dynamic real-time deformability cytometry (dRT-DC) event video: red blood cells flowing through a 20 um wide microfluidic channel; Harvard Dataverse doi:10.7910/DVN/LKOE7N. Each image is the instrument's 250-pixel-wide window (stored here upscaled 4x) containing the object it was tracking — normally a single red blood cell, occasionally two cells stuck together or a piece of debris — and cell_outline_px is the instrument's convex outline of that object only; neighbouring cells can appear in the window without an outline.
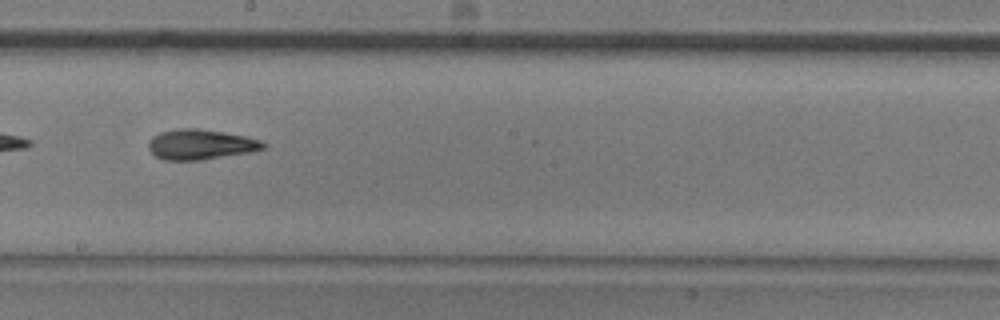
{"species": "common noctule bat (a hibernating species)", "species_latin": "Nyctalus noctula", "temperature_condition": "room temperature", "stored_images_in_passage": 29, "camera_frame_rate_fps": 3000, "um_per_image_px": 0.085, "animal": {"sex": "male", "body_mass_g": 20.5, "forearm_length_mm": 52.5}, "frame": {"image": 1, "passage_image": 13, "time_ms": 4.0, "image_size_px": [1000, 320], "cell_outline_px": [[268, 144], [264, 148], [248, 152], [200, 160], [164, 160], [156, 156], [148, 148], [148, 140], [152, 136], [160, 132], [176, 128], [196, 128], [224, 132], [244, 136], [260, 140]], "centroid_in_image_um": [17.01, 12.27], "position_along_channel_um": 231.2, "area_um2": 20.11}}
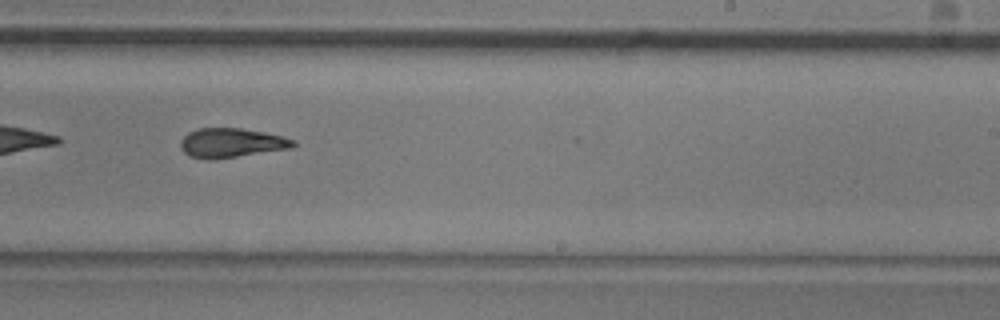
{"frame": {"image": 2, "passage_image": 16, "time_ms": 5.0, "image_size_px": [1000, 320], "cell_outline_px": [[296, 144], [292, 148], [212, 160], [208, 160], [188, 156], [180, 148], [180, 140], [188, 132], [200, 128], [240, 128], [264, 132], [284, 136], [296, 140]], "centroid_in_image_um": [19.66, 12.15], "position_along_channel_um": 269.3, "area_um2": 19.48}}